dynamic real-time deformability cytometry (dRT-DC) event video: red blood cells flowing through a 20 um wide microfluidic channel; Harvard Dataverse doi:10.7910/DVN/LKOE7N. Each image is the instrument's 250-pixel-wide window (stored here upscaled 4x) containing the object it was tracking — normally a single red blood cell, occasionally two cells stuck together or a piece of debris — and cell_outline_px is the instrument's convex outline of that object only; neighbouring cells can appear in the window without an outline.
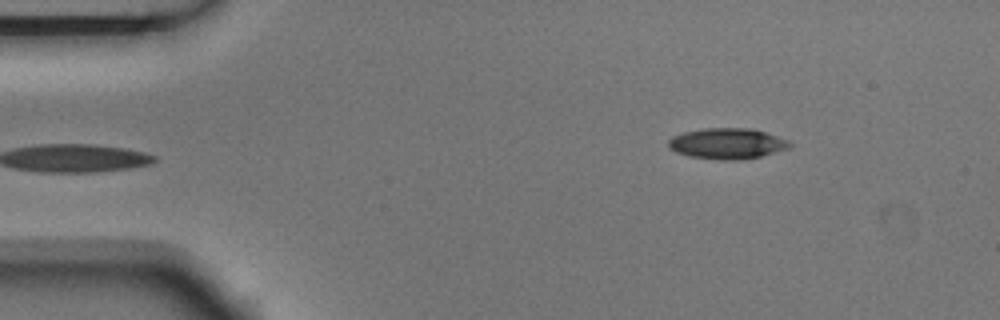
{"species": "Egyptian fruit bat (a non-hibernating species)", "species_latin": "Rousettus aegyptiacus", "temperature_condition": "room temperature", "stored_images_in_passage": 5, "camera_frame_rate_fps": 3000, "um_per_image_px": 0.085, "animal": {"sex": "male"}, "frame": {"image": 1, "passage_image": 5, "time_ms": 1.333, "image_size_px": [1000, 320], "cell_outline_px": [[792, 144], [788, 148], [760, 156], [736, 160], [724, 160], [688, 156], [676, 152], [668, 148], [668, 140], [672, 136], [684, 132], [704, 128], [752, 128], [788, 140]], "centroid_in_image_um": [61.77, 12.19], "position_along_channel_um": 23.2, "area_um2": 21.62}}